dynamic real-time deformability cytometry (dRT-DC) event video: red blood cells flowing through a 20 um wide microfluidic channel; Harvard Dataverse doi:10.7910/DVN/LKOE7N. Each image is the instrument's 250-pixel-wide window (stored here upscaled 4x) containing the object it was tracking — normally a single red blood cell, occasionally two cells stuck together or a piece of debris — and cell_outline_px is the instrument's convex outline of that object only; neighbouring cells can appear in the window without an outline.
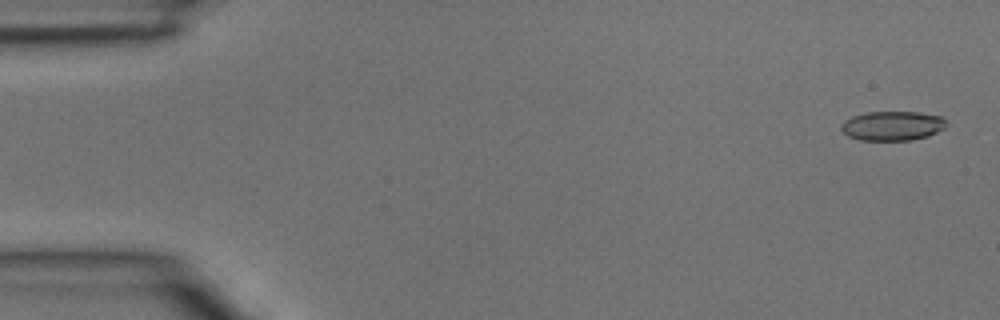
{"species": "common noctule bat (a hibernating species)", "species_latin": "Nyctalus noctula", "temperature_condition": "room temperature", "stored_images_in_passage": 5, "camera_frame_rate_fps": 3000, "um_per_image_px": 0.085, "animal": {"sex": "male", "body_mass_g": 15.6}, "frame": {"image": 1, "passage_image": 1, "time_ms": 0.0, "image_size_px": [1000, 320], "cell_outline_px": [[944, 128], [928, 136], [912, 140], [860, 140], [848, 136], [840, 128], [840, 124], [844, 120], [852, 116], [864, 112], [920, 112], [940, 116], [944, 120]], "centroid_in_image_um": [75.8, 10.69], "position_along_channel_um": 9.2, "area_um2": 17.98}}
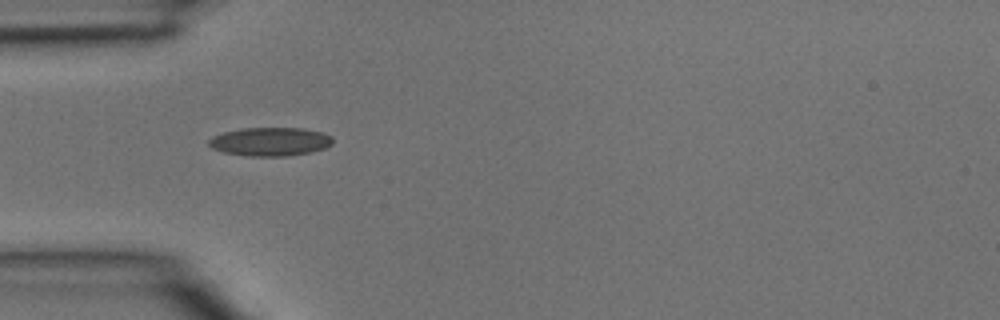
{"frame": {"image": 2, "passage_image": 4, "time_ms": 1.0, "image_size_px": [1000, 320], "cell_outline_px": [[332, 144], [324, 148], [312, 152], [288, 156], [248, 156], [224, 152], [212, 148], [208, 144], [208, 140], [212, 136], [224, 132], [240, 128], [304, 128], [324, 132], [332, 136]], "centroid_in_image_um": [22.98, 12.03], "position_along_channel_um": 62.0, "area_um2": 20.81}}
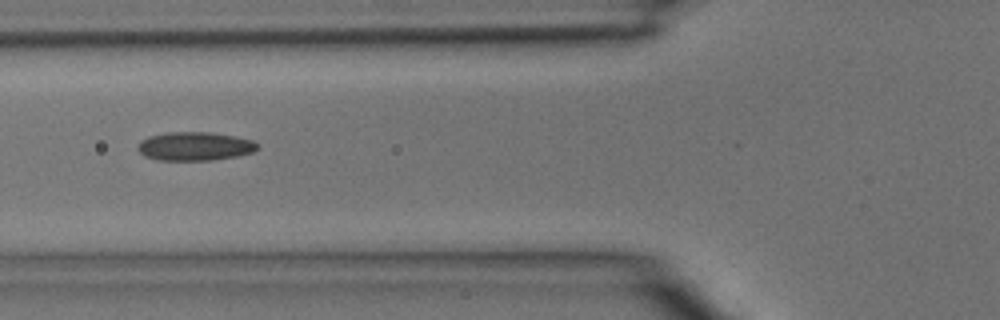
{"frame": {"image": 3, "passage_image": 5, "time_ms": 1.333, "image_size_px": [1000, 320], "cell_outline_px": [[260, 148], [252, 152], [236, 156], [212, 160], [156, 160], [144, 156], [136, 148], [140, 140], [148, 136], [168, 132], [212, 132], [236, 136], [252, 140], [260, 144]], "centroid_in_image_um": [16.56, 12.42], "position_along_channel_um": 109.2, "area_um2": 20.23}}